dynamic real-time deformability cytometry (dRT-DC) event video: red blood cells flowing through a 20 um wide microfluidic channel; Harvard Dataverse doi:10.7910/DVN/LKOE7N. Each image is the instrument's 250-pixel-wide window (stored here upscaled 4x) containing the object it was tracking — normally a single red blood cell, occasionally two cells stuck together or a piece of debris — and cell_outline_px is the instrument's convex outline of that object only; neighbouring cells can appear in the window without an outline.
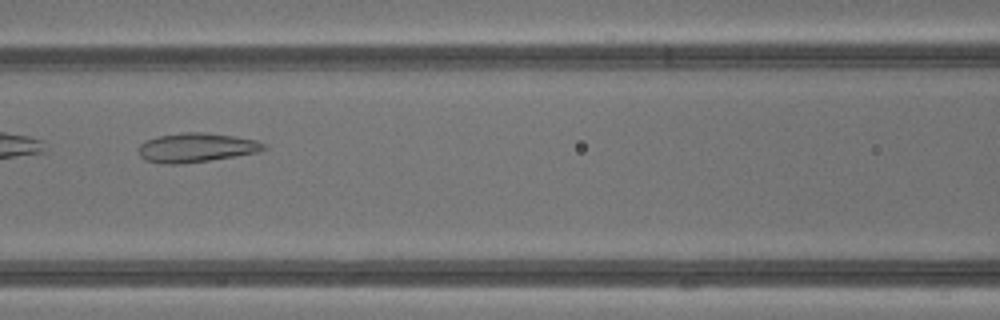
{"species": "common noctule bat (a hibernating species)", "species_latin": "Nyctalus noctula", "temperature_condition": "warm", "stored_images_in_passage": 32, "camera_frame_rate_fps": 3000, "um_per_image_px": 0.085, "animal": {"sex": "male", "body_mass_g": 13.3}, "frame": {"image": 1, "passage_image": 10, "time_ms": 3.0, "image_size_px": [1000, 320], "cell_outline_px": [[268, 148], [256, 152], [184, 164], [168, 164], [144, 160], [140, 156], [136, 148], [144, 140], [156, 136], [184, 132], [204, 132], [236, 136], [256, 140], [264, 144]], "centroid_in_image_um": [16.61, 12.53], "position_along_channel_um": 150.0, "area_um2": 21.39}}
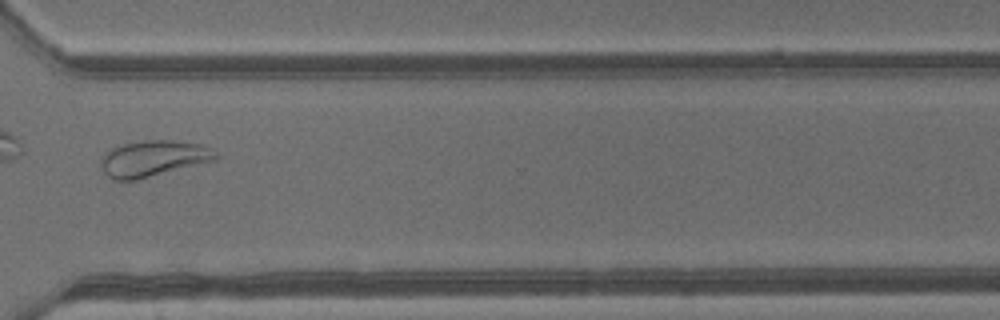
{"frame": {"image": 2, "passage_image": 23, "time_ms": 7.333, "image_size_px": [1000, 320], "cell_outline_px": [[220, 156], [216, 160], [136, 180], [112, 180], [104, 172], [100, 164], [100, 160], [112, 148], [124, 144], [144, 140], [168, 140], [200, 144], [208, 148]], "centroid_in_image_um": [13.02, 13.48], "position_along_channel_um": 357.6, "area_um2": 23.81}, "authors_computed_cell_mechanics": {"area_um2": 23.1489, "velocity_mm_per_s": 4.7942, "shape_relaxation_time_tau1_ms": null, "shape_relaxation_time_tau2_ms": 1.0689, "deformation_change_tau1": null, "deformation_change_tau2": 0.0841}}